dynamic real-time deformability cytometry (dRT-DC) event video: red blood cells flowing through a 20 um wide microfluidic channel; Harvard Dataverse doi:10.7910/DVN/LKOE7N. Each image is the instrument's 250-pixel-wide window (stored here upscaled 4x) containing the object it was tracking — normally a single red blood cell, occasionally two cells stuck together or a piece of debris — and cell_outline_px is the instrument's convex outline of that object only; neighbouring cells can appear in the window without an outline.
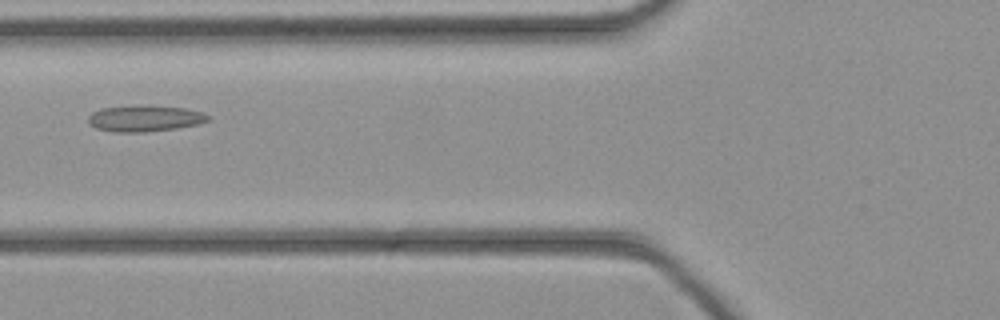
{"species": "common noctule bat (a hibernating species)", "species_latin": "Nyctalus noctula", "temperature_condition": "cold", "stored_images_in_passage": 34, "camera_frame_rate_fps": 3000, "um_per_image_px": 0.085, "animal": {"sex": "female", "body_mass_g": 21.9}, "frame": {"image": 1, "passage_image": 6, "time_ms": 1.667, "image_size_px": [1000, 320], "cell_outline_px": [[212, 120], [196, 124], [176, 128], [144, 132], [112, 132], [96, 128], [88, 124], [88, 116], [92, 112], [104, 108], [140, 104], [184, 108], [204, 112], [212, 116]], "centroid_in_image_um": [12.32, 10.05], "position_along_channel_um": 113.5, "area_um2": 18.61}}
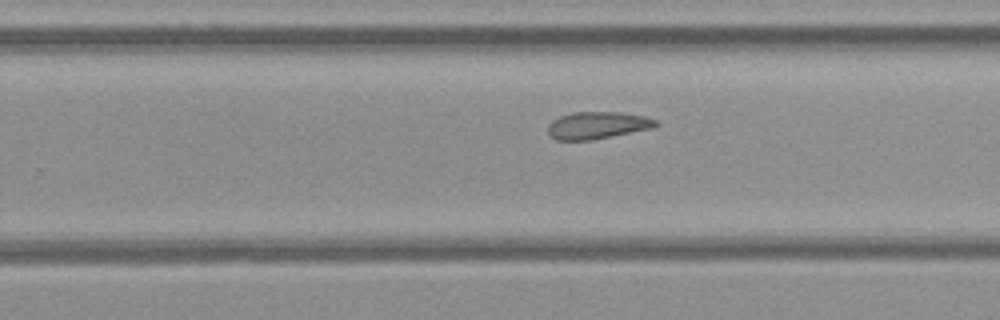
{"frame": {"image": 2, "passage_image": 17, "time_ms": 5.333, "image_size_px": [1000, 320], "cell_outline_px": [[660, 124], [652, 128], [592, 140], [556, 140], [548, 132], [548, 124], [552, 120], [560, 116], [572, 112], [620, 112], [644, 116], [656, 120]], "centroid_in_image_um": [50.77, 10.64], "position_along_channel_um": 279.0, "area_um2": 17.05}}
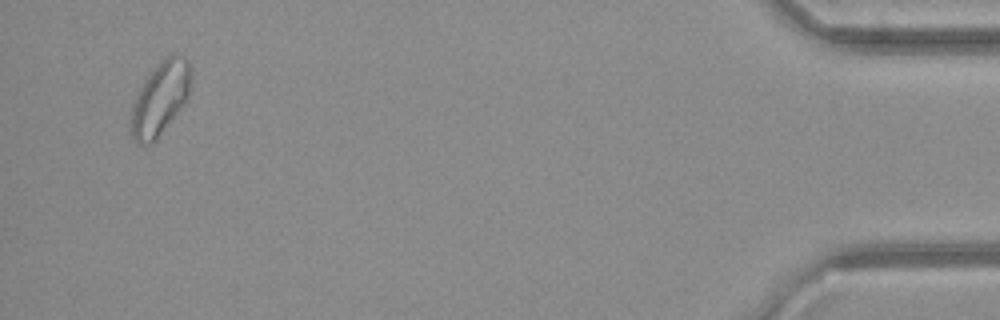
{"frame": {"image": 3, "passage_image": 32, "time_ms": 10.333, "image_size_px": [1000, 320], "cell_outline_px": [[192, 72], [188, 96], [156, 140], [152, 144], [140, 144], [132, 140], [128, 132], [132, 104], [144, 80], [172, 52], [176, 52], [184, 56], [188, 60], [192, 68]], "centroid_in_image_um": [13.59, 8.39], "position_along_channel_um": 421.6, "area_um2": 25.55}}